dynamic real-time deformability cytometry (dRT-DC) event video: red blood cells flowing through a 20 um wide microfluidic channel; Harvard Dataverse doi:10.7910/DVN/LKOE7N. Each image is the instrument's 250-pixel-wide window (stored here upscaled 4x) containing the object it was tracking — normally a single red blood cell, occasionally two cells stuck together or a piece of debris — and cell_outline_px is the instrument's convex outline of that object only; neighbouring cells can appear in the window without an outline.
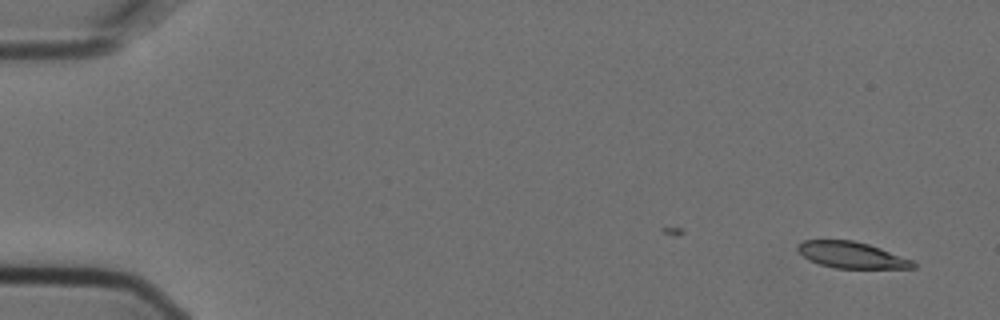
{"species": "Egyptian fruit bat (a non-hibernating species)", "species_latin": "Rousettus aegyptiacus", "temperature_condition": "cold", "stored_images_in_passage": 6, "camera_frame_rate_fps": 3000, "um_per_image_px": 0.085, "animal": {"sex": "female"}, "frame": {"image": 1, "passage_image": 1, "time_ms": 0.0, "image_size_px": [1000, 320], "cell_outline_px": [[916, 268], [836, 268], [820, 264], [808, 260], [796, 248], [796, 244], [804, 240], [852, 240], [868, 244], [916, 260]], "centroid_in_image_um": [72.42, 21.67], "position_along_channel_um": 12.6, "area_um2": 17.8}}
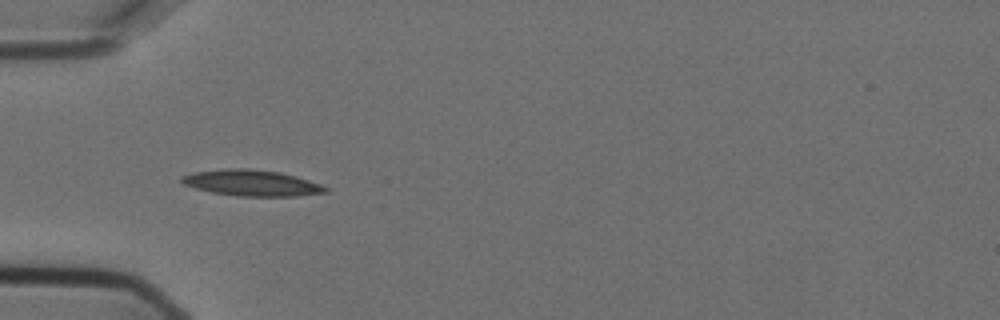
{"frame": {"image": 2, "passage_image": 5, "time_ms": 1.333, "image_size_px": [1000, 320], "cell_outline_px": [[328, 192], [296, 196], [240, 196], [212, 192], [196, 188], [184, 184], [180, 180], [180, 176], [192, 172], [228, 168], [248, 168], [280, 172], [296, 176], [320, 184], [328, 188]], "centroid_in_image_um": [21.38, 15.54], "position_along_channel_um": 63.6, "area_um2": 21.79}}
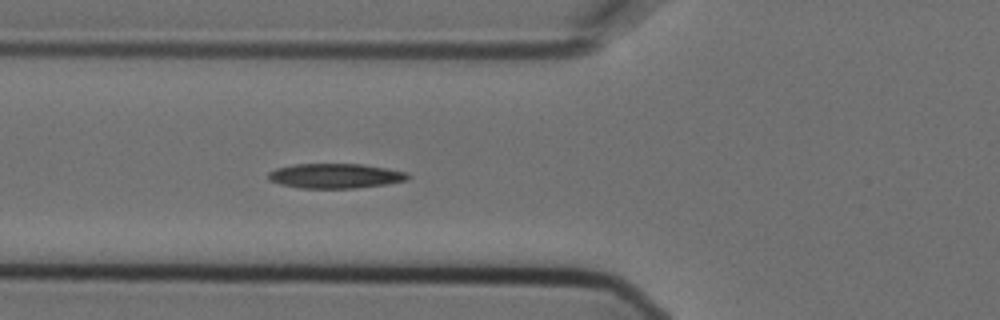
{"frame": {"image": 3, "passage_image": 6, "time_ms": 1.667, "image_size_px": [1000, 320], "cell_outline_px": [[412, 176], [408, 180], [384, 184], [356, 188], [300, 188], [280, 184], [268, 180], [268, 172], [276, 168], [292, 164], [360, 164], [408, 172]], "centroid_in_image_um": [28.48, 14.95], "position_along_channel_um": 97.3, "area_um2": 20.17}}